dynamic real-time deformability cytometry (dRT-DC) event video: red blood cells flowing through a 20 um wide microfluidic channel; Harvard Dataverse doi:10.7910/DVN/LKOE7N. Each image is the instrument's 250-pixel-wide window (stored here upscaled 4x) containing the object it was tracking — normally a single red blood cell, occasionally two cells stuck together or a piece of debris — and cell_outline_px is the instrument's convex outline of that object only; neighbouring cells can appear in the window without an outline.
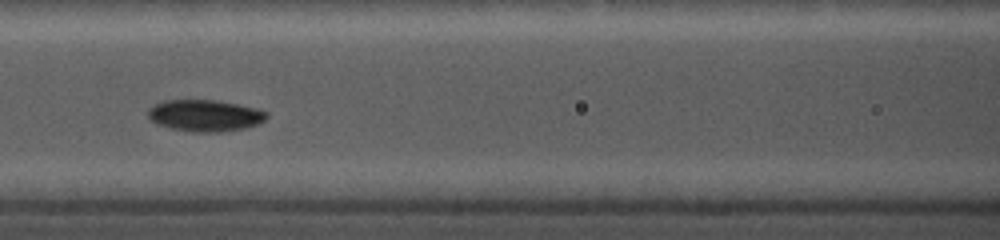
{"species": "common noctule bat (a hibernating species)", "species_latin": "Nyctalus noctula", "temperature_condition": "cold", "stored_images_in_passage": 26, "camera_frame_rate_fps": 5000, "um_per_image_px": 0.085, "animal": {"sex": "female", "body_mass_g": 19.0, "forearm_length_mm": 56.7}, "frame": {"image": 1, "passage_image": 7, "time_ms": 3.2, "image_size_px": [1000, 240], "cell_outline_px": [[268, 116], [264, 120], [256, 124], [244, 128], [220, 132], [192, 132], [172, 128], [156, 124], [148, 116], [148, 108], [152, 104], [164, 100], [216, 100], [260, 108], [268, 112]], "centroid_in_image_um": [17.42, 9.81], "position_along_channel_um": 149.2, "area_um2": 22.02}}
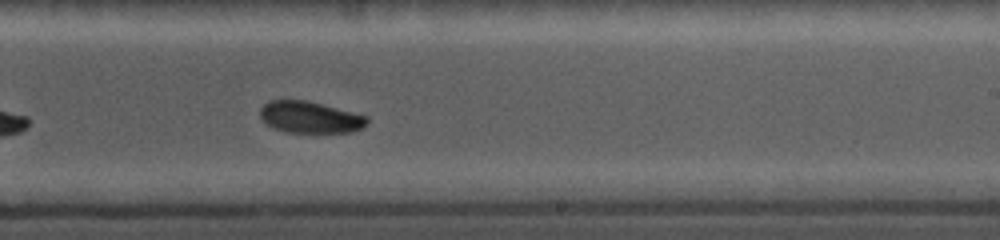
{"frame": {"image": 2, "passage_image": 13, "time_ms": 6.2, "image_size_px": [1000, 240], "cell_outline_px": [[368, 124], [364, 128], [352, 132], [288, 132], [272, 128], [260, 116], [260, 108], [268, 100], [304, 100], [368, 116]], "centroid_in_image_um": [26.37, 9.97], "position_along_channel_um": 262.6, "area_um2": 19.59}}
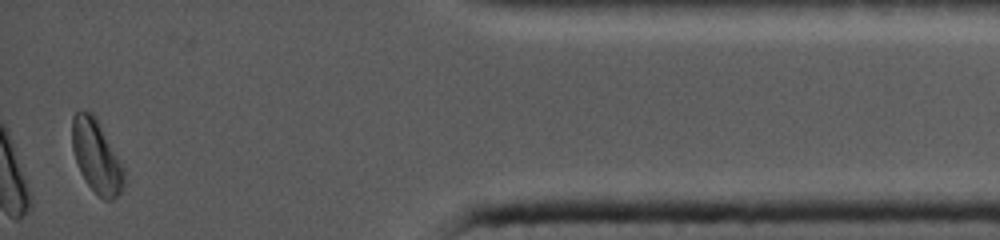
{"frame": {"image": 3, "passage_image": 26, "time_ms": 11.4, "image_size_px": [1000, 240], "cell_outline_px": [[124, 188], [112, 200], [104, 200], [88, 184], [80, 172], [72, 148], [72, 116], [76, 112], [92, 112], [96, 116], [124, 168]], "centroid_in_image_um": [8.2, 13.28], "position_along_channel_um": 427.0, "area_um2": 21.85}, "authors_computed_cell_mechanics": {"area_um2": 20.9236, "velocity_mm_per_s": 3.7952, "shape_relaxation_time_tau1_ms": null, "shape_relaxation_time_tau2_ms": 8.0433, "deformation_change_tau1": null, "deformation_change_tau2": 0.0834}}